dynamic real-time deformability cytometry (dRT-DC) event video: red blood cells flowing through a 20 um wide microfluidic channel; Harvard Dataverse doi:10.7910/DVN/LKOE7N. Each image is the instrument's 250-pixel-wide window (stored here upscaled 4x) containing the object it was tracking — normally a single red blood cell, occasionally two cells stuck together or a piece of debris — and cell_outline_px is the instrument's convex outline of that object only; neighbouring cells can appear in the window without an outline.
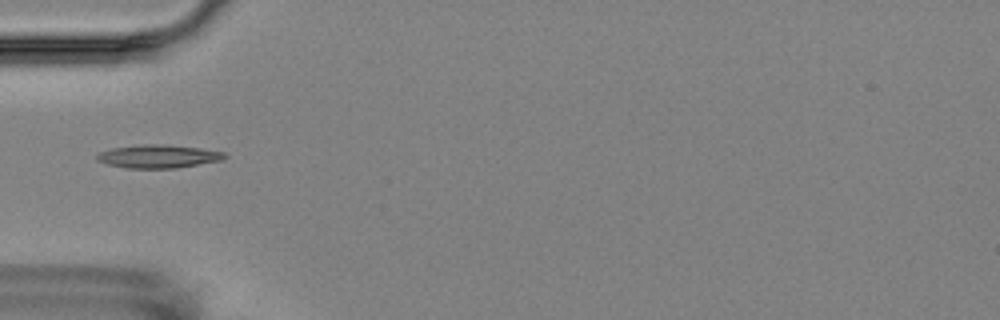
{"species": "Egyptian fruit bat (a non-hibernating species)", "species_latin": "Rousettus aegyptiacus", "temperature_condition": "room temperature", "stored_images_in_passage": 7, "camera_frame_rate_fps": 3000, "um_per_image_px": 0.085, "animal": {"sex": "female"}, "frame": {"image": 1, "passage_image": 5, "time_ms": 5.333, "image_size_px": [1000, 320], "cell_outline_px": [[228, 156], [220, 160], [176, 168], [124, 168], [108, 164], [96, 160], [96, 156], [100, 152], [112, 148], [144, 144], [164, 144], [200, 148], [224, 152]], "centroid_in_image_um": [13.44, 13.29], "position_along_channel_um": 71.6, "area_um2": 17.17}}
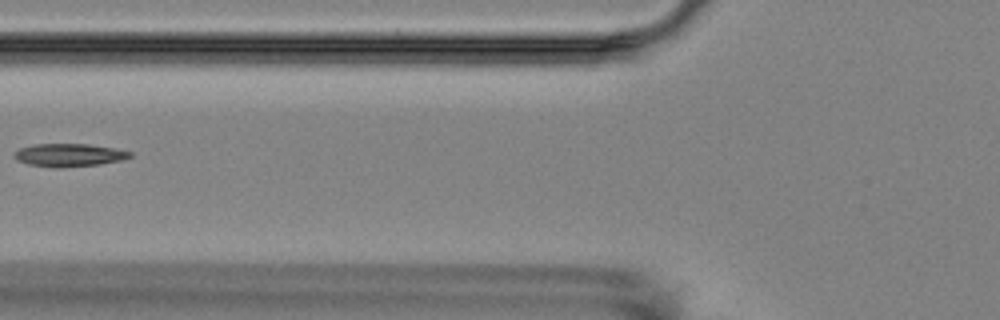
{"frame": {"image": 2, "passage_image": 6, "time_ms": 6.667, "image_size_px": [1000, 320], "cell_outline_px": [[132, 156], [120, 160], [100, 164], [60, 168], [56, 168], [28, 164], [16, 160], [12, 156], [12, 152], [20, 148], [32, 144], [88, 144], [112, 148], [132, 152]], "centroid_in_image_um": [5.79, 13.18], "position_along_channel_um": 120.0, "area_um2": 15.55}}
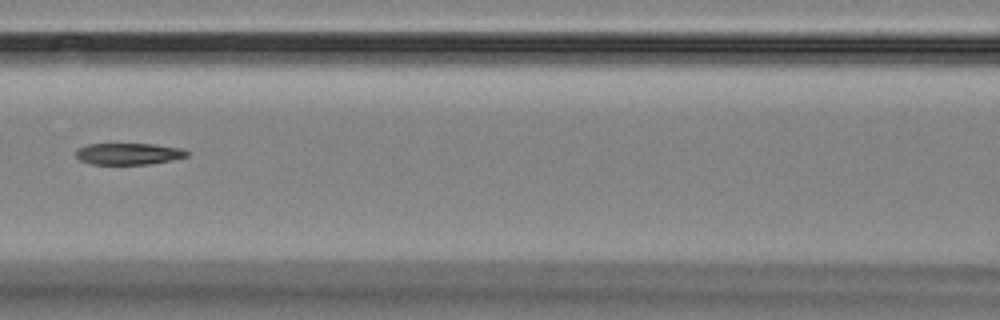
{"frame": {"image": 3, "passage_image": 7, "time_ms": 7.667, "image_size_px": [1000, 320], "cell_outline_px": [[188, 156], [172, 160], [148, 164], [92, 164], [80, 160], [76, 156], [76, 148], [88, 144], [152, 144], [184, 148], [188, 152]], "centroid_in_image_um": [10.94, 13.07], "position_along_channel_um": 155.7, "area_um2": 13.99}}